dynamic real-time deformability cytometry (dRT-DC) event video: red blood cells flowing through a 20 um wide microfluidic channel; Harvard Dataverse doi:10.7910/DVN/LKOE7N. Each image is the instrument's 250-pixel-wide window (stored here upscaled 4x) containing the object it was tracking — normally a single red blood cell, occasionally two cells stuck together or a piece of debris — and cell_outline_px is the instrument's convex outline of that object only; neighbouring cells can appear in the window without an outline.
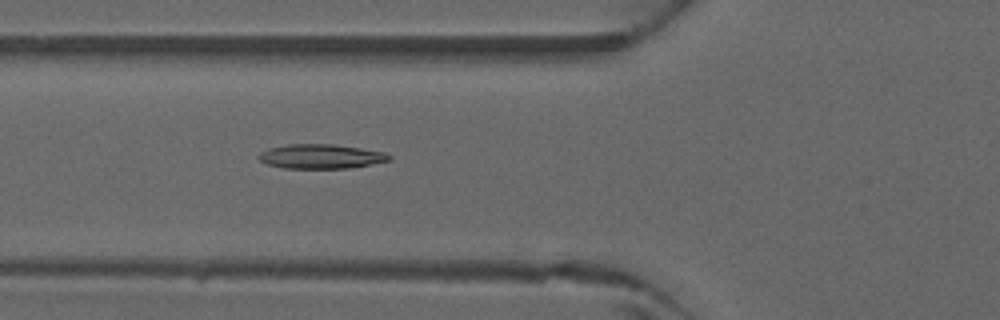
{"species": "common noctule bat (a hibernating species)", "species_latin": "Nyctalus noctula", "temperature_condition": "warm", "stored_images_in_passage": 39, "camera_frame_rate_fps": 3000, "um_per_image_px": 0.085, "animal": {"sex": "male", "forearm_length_mm": 52.5}, "frame": {"image": 1, "passage_image": 10, "time_ms": 3.0, "image_size_px": [1000, 320], "cell_outline_px": [[392, 160], [348, 168], [284, 168], [268, 164], [260, 160], [256, 156], [260, 152], [268, 148], [288, 144], [332, 144], [360, 148], [384, 152], [392, 156]], "centroid_in_image_um": [27.26, 13.29], "position_along_channel_um": 98.5, "area_um2": 18.5}}
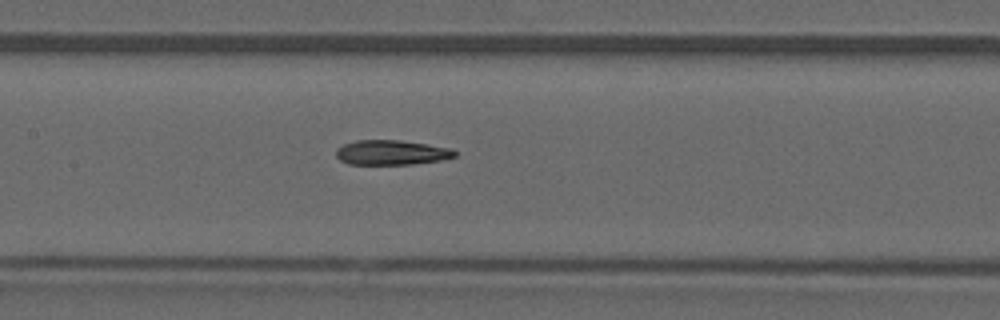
{"frame": {"image": 2, "passage_image": 15, "time_ms": 4.667, "image_size_px": [1000, 320], "cell_outline_px": [[456, 156], [440, 160], [412, 164], [348, 164], [340, 160], [336, 156], [336, 148], [344, 144], [356, 140], [400, 140], [452, 148], [456, 152]], "centroid_in_image_um": [33.26, 12.96], "position_along_channel_um": 174.1, "area_um2": 17.11}}
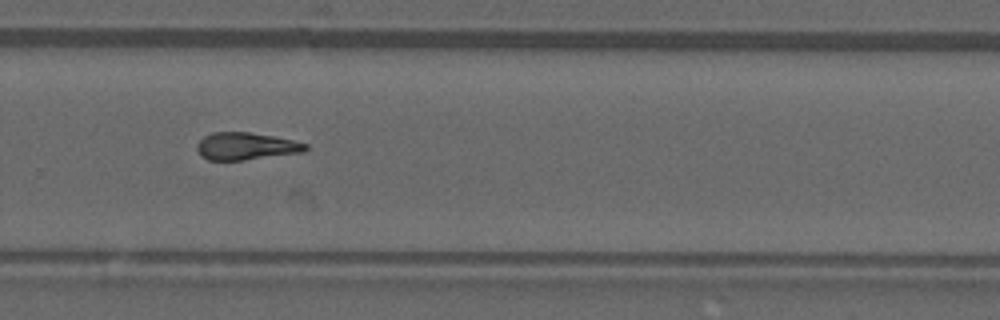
{"frame": {"image": 3, "passage_image": 24, "time_ms": 7.667, "image_size_px": [1000, 320], "cell_outline_px": [[308, 148], [304, 152], [244, 160], [208, 160], [200, 156], [196, 148], [196, 144], [204, 136], [212, 132], [248, 132], [276, 136], [308, 144]], "centroid_in_image_um": [20.89, 12.42], "position_along_channel_um": 308.9, "area_um2": 17.46}}